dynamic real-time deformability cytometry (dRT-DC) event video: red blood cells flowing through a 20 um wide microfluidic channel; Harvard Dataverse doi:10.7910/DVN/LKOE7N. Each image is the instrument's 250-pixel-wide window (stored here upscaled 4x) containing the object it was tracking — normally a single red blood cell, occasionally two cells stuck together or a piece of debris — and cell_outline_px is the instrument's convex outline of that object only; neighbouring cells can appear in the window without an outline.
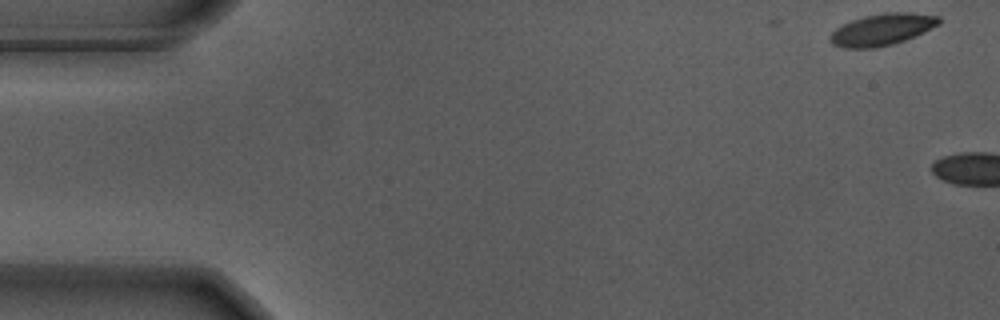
{"species": "Egyptian fruit bat (a non-hibernating species)", "species_latin": "Rousettus aegyptiacus", "temperature_condition": "warm", "stored_images_in_passage": 2, "camera_frame_rate_fps": 3000, "um_per_image_px": 0.085, "animal": {"sex": "male"}, "frame": {"image": 1, "passage_image": 2, "time_ms": 0.333, "image_size_px": [1000, 320], "cell_outline_px": [[940, 24], [904, 40], [892, 44], [872, 48], [844, 48], [832, 44], [828, 40], [828, 36], [836, 28], [852, 20], [864, 16], [884, 12], [912, 12], [940, 16]], "centroid_in_image_um": [74.95, 2.5], "position_along_channel_um": 10.1, "area_um2": 20.06}}